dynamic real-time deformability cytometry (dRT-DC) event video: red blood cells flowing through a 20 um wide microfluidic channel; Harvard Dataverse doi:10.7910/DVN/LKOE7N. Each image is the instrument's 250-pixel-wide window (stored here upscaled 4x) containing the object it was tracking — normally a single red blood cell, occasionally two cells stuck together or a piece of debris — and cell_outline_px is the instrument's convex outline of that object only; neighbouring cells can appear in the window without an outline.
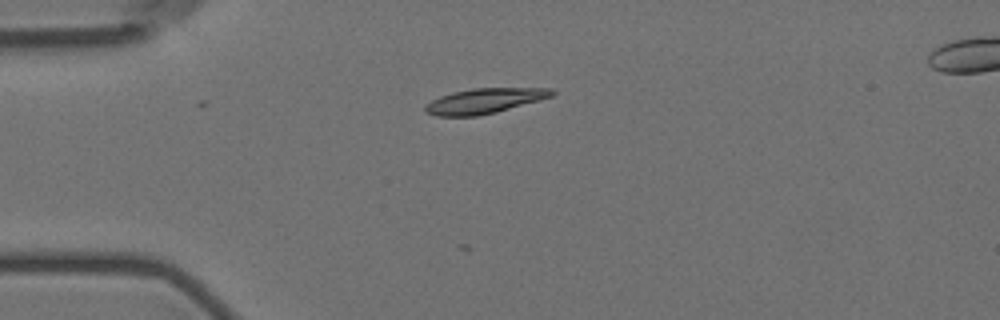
{"species": "Egyptian fruit bat (a non-hibernating species)", "species_latin": "Rousettus aegyptiacus", "temperature_condition": "room temperature", "stored_images_in_passage": 2, "camera_frame_rate_fps": 3000, "um_per_image_px": 0.085, "animal": {"sex": "female"}, "frame": {"image": 1, "passage_image": 1, "time_ms": 0.0, "image_size_px": [1000, 320], "cell_outline_px": [[556, 92], [552, 96], [540, 100], [496, 112], [476, 116], [436, 116], [424, 112], [424, 104], [440, 96], [452, 92], [472, 88], [552, 88]], "centroid_in_image_um": [41.15, 8.57], "position_along_channel_um": 43.9, "area_um2": 18.61}}